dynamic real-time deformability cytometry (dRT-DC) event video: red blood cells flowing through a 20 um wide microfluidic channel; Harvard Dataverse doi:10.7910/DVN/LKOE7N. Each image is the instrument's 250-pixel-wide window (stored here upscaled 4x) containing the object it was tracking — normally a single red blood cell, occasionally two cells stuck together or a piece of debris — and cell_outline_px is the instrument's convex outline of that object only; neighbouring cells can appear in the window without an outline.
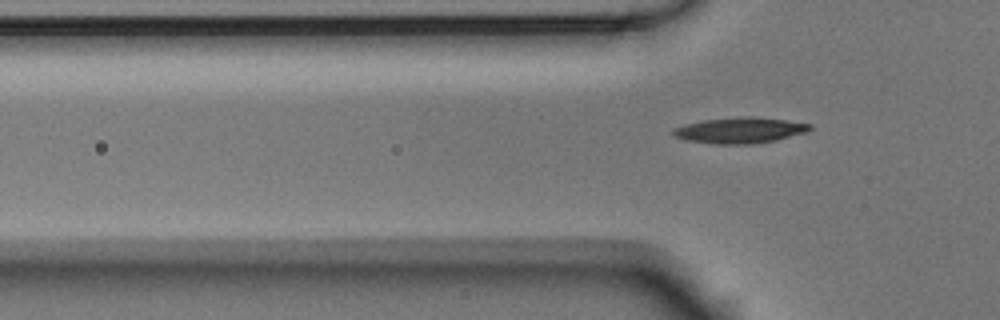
{"species": "Egyptian fruit bat (a non-hibernating species)", "species_latin": "Rousettus aegyptiacus", "temperature_condition": "room temperature", "stored_images_in_passage": 4, "segment_of_instrument_passage": [2, 2], "camera_frame_rate_fps": 3000, "um_per_image_px": 0.085, "animal": {"sex": "male"}, "frame": {"image": 1, "passage_image": 4, "time_ms": 1.0, "image_size_px": [1000, 320], "cell_outline_px": [[812, 128], [808, 132], [776, 140], [752, 144], [716, 144], [688, 140], [672, 136], [672, 128], [684, 124], [704, 120], [744, 116], [752, 116], [784, 120], [812, 124]], "centroid_in_image_um": [62.89, 11.07], "position_along_channel_um": 62.9, "area_um2": 20.63}}